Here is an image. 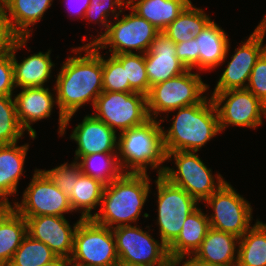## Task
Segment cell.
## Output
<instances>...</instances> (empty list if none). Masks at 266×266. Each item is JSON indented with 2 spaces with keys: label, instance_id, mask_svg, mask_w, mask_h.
<instances>
[{
  "label": "cell",
  "instance_id": "cell-12",
  "mask_svg": "<svg viewBox=\"0 0 266 266\" xmlns=\"http://www.w3.org/2000/svg\"><path fill=\"white\" fill-rule=\"evenodd\" d=\"M204 202L213 210L208 215L211 228L232 233L239 238L251 228L252 207L228 182Z\"/></svg>",
  "mask_w": 266,
  "mask_h": 266
},
{
  "label": "cell",
  "instance_id": "cell-44",
  "mask_svg": "<svg viewBox=\"0 0 266 266\" xmlns=\"http://www.w3.org/2000/svg\"><path fill=\"white\" fill-rule=\"evenodd\" d=\"M44 266H71V261L69 258L59 257L57 260Z\"/></svg>",
  "mask_w": 266,
  "mask_h": 266
},
{
  "label": "cell",
  "instance_id": "cell-28",
  "mask_svg": "<svg viewBox=\"0 0 266 266\" xmlns=\"http://www.w3.org/2000/svg\"><path fill=\"white\" fill-rule=\"evenodd\" d=\"M104 187L105 184L100 180L81 173L77 180H74L73 190L69 197L73 212L81 209L80 218L91 219L92 209L100 206Z\"/></svg>",
  "mask_w": 266,
  "mask_h": 266
},
{
  "label": "cell",
  "instance_id": "cell-2",
  "mask_svg": "<svg viewBox=\"0 0 266 266\" xmlns=\"http://www.w3.org/2000/svg\"><path fill=\"white\" fill-rule=\"evenodd\" d=\"M150 181L147 173H123L105 185L99 212L91 219L111 229L135 223L148 198Z\"/></svg>",
  "mask_w": 266,
  "mask_h": 266
},
{
  "label": "cell",
  "instance_id": "cell-20",
  "mask_svg": "<svg viewBox=\"0 0 266 266\" xmlns=\"http://www.w3.org/2000/svg\"><path fill=\"white\" fill-rule=\"evenodd\" d=\"M29 37H20L12 48V62L15 87H42L51 77L52 68L55 64L52 62L51 50L43 53L39 51L18 62L15 53L26 46Z\"/></svg>",
  "mask_w": 266,
  "mask_h": 266
},
{
  "label": "cell",
  "instance_id": "cell-23",
  "mask_svg": "<svg viewBox=\"0 0 266 266\" xmlns=\"http://www.w3.org/2000/svg\"><path fill=\"white\" fill-rule=\"evenodd\" d=\"M229 35L214 21H210L194 37L197 52H199V70H212L220 66L227 59L230 41Z\"/></svg>",
  "mask_w": 266,
  "mask_h": 266
},
{
  "label": "cell",
  "instance_id": "cell-9",
  "mask_svg": "<svg viewBox=\"0 0 266 266\" xmlns=\"http://www.w3.org/2000/svg\"><path fill=\"white\" fill-rule=\"evenodd\" d=\"M119 265L171 266L168 247L137 225L112 228Z\"/></svg>",
  "mask_w": 266,
  "mask_h": 266
},
{
  "label": "cell",
  "instance_id": "cell-6",
  "mask_svg": "<svg viewBox=\"0 0 266 266\" xmlns=\"http://www.w3.org/2000/svg\"><path fill=\"white\" fill-rule=\"evenodd\" d=\"M195 153L193 151L165 152V160L173 159L177 169L165 166L162 176L170 183L183 188L198 202H204L226 181L221 174L213 176L211 169H208Z\"/></svg>",
  "mask_w": 266,
  "mask_h": 266
},
{
  "label": "cell",
  "instance_id": "cell-14",
  "mask_svg": "<svg viewBox=\"0 0 266 266\" xmlns=\"http://www.w3.org/2000/svg\"><path fill=\"white\" fill-rule=\"evenodd\" d=\"M221 132L229 125L257 128L266 117V105L248 89H233L212 93Z\"/></svg>",
  "mask_w": 266,
  "mask_h": 266
},
{
  "label": "cell",
  "instance_id": "cell-40",
  "mask_svg": "<svg viewBox=\"0 0 266 266\" xmlns=\"http://www.w3.org/2000/svg\"><path fill=\"white\" fill-rule=\"evenodd\" d=\"M14 74L12 51L0 55V96H13Z\"/></svg>",
  "mask_w": 266,
  "mask_h": 266
},
{
  "label": "cell",
  "instance_id": "cell-46",
  "mask_svg": "<svg viewBox=\"0 0 266 266\" xmlns=\"http://www.w3.org/2000/svg\"><path fill=\"white\" fill-rule=\"evenodd\" d=\"M125 1V4H126V6L132 1V0H124Z\"/></svg>",
  "mask_w": 266,
  "mask_h": 266
},
{
  "label": "cell",
  "instance_id": "cell-26",
  "mask_svg": "<svg viewBox=\"0 0 266 266\" xmlns=\"http://www.w3.org/2000/svg\"><path fill=\"white\" fill-rule=\"evenodd\" d=\"M191 0H132L126 8L145 18L160 32L172 23Z\"/></svg>",
  "mask_w": 266,
  "mask_h": 266
},
{
  "label": "cell",
  "instance_id": "cell-35",
  "mask_svg": "<svg viewBox=\"0 0 266 266\" xmlns=\"http://www.w3.org/2000/svg\"><path fill=\"white\" fill-rule=\"evenodd\" d=\"M124 5L126 6L124 0H90V5L87 8L85 18L89 21H95V23H101V26H104L103 28H105V32L98 34L99 37L96 35L93 41H89L90 43L88 42L84 45H94L107 32L109 23L111 22L108 20L111 19L110 15L116 18L122 13L121 8H125ZM117 8L119 9L118 13H116Z\"/></svg>",
  "mask_w": 266,
  "mask_h": 266
},
{
  "label": "cell",
  "instance_id": "cell-45",
  "mask_svg": "<svg viewBox=\"0 0 266 266\" xmlns=\"http://www.w3.org/2000/svg\"><path fill=\"white\" fill-rule=\"evenodd\" d=\"M71 266H89V265H82V264H71Z\"/></svg>",
  "mask_w": 266,
  "mask_h": 266
},
{
  "label": "cell",
  "instance_id": "cell-24",
  "mask_svg": "<svg viewBox=\"0 0 266 266\" xmlns=\"http://www.w3.org/2000/svg\"><path fill=\"white\" fill-rule=\"evenodd\" d=\"M27 234L26 219L12 206L0 207V266H7Z\"/></svg>",
  "mask_w": 266,
  "mask_h": 266
},
{
  "label": "cell",
  "instance_id": "cell-13",
  "mask_svg": "<svg viewBox=\"0 0 266 266\" xmlns=\"http://www.w3.org/2000/svg\"><path fill=\"white\" fill-rule=\"evenodd\" d=\"M22 197L21 203L13 202L11 206L24 218L73 212L69 197L41 169L34 170Z\"/></svg>",
  "mask_w": 266,
  "mask_h": 266
},
{
  "label": "cell",
  "instance_id": "cell-16",
  "mask_svg": "<svg viewBox=\"0 0 266 266\" xmlns=\"http://www.w3.org/2000/svg\"><path fill=\"white\" fill-rule=\"evenodd\" d=\"M25 219L29 236L46 244L58 257H71L75 230L82 218L73 224V228L64 216L43 215Z\"/></svg>",
  "mask_w": 266,
  "mask_h": 266
},
{
  "label": "cell",
  "instance_id": "cell-37",
  "mask_svg": "<svg viewBox=\"0 0 266 266\" xmlns=\"http://www.w3.org/2000/svg\"><path fill=\"white\" fill-rule=\"evenodd\" d=\"M48 178L68 197L71 196L74 180L82 173L78 161L61 164L50 170H42Z\"/></svg>",
  "mask_w": 266,
  "mask_h": 266
},
{
  "label": "cell",
  "instance_id": "cell-7",
  "mask_svg": "<svg viewBox=\"0 0 266 266\" xmlns=\"http://www.w3.org/2000/svg\"><path fill=\"white\" fill-rule=\"evenodd\" d=\"M71 264L118 266L116 241L111 228L82 219L74 234Z\"/></svg>",
  "mask_w": 266,
  "mask_h": 266
},
{
  "label": "cell",
  "instance_id": "cell-15",
  "mask_svg": "<svg viewBox=\"0 0 266 266\" xmlns=\"http://www.w3.org/2000/svg\"><path fill=\"white\" fill-rule=\"evenodd\" d=\"M265 34L266 15L246 42L241 41V45L235 48L231 61L227 63L213 93L246 88L256 61L266 51V44L263 45Z\"/></svg>",
  "mask_w": 266,
  "mask_h": 266
},
{
  "label": "cell",
  "instance_id": "cell-31",
  "mask_svg": "<svg viewBox=\"0 0 266 266\" xmlns=\"http://www.w3.org/2000/svg\"><path fill=\"white\" fill-rule=\"evenodd\" d=\"M78 162L81 172L108 185L124 172L117 153H94L82 156Z\"/></svg>",
  "mask_w": 266,
  "mask_h": 266
},
{
  "label": "cell",
  "instance_id": "cell-36",
  "mask_svg": "<svg viewBox=\"0 0 266 266\" xmlns=\"http://www.w3.org/2000/svg\"><path fill=\"white\" fill-rule=\"evenodd\" d=\"M102 69L103 91L130 92V84L126 80L123 64L114 55L109 56L108 59L102 57Z\"/></svg>",
  "mask_w": 266,
  "mask_h": 266
},
{
  "label": "cell",
  "instance_id": "cell-21",
  "mask_svg": "<svg viewBox=\"0 0 266 266\" xmlns=\"http://www.w3.org/2000/svg\"><path fill=\"white\" fill-rule=\"evenodd\" d=\"M0 145V205L11 206L8 196L17 193V186L24 171L29 144Z\"/></svg>",
  "mask_w": 266,
  "mask_h": 266
},
{
  "label": "cell",
  "instance_id": "cell-25",
  "mask_svg": "<svg viewBox=\"0 0 266 266\" xmlns=\"http://www.w3.org/2000/svg\"><path fill=\"white\" fill-rule=\"evenodd\" d=\"M210 228L208 215L197 208L192 212L182 226L177 239L168 247L170 259L183 255H194L201 246L208 229Z\"/></svg>",
  "mask_w": 266,
  "mask_h": 266
},
{
  "label": "cell",
  "instance_id": "cell-41",
  "mask_svg": "<svg viewBox=\"0 0 266 266\" xmlns=\"http://www.w3.org/2000/svg\"><path fill=\"white\" fill-rule=\"evenodd\" d=\"M176 56L187 69L199 70V52H197L196 39L176 43Z\"/></svg>",
  "mask_w": 266,
  "mask_h": 266
},
{
  "label": "cell",
  "instance_id": "cell-34",
  "mask_svg": "<svg viewBox=\"0 0 266 266\" xmlns=\"http://www.w3.org/2000/svg\"><path fill=\"white\" fill-rule=\"evenodd\" d=\"M12 97L0 96V145L18 142L25 132L18 120Z\"/></svg>",
  "mask_w": 266,
  "mask_h": 266
},
{
  "label": "cell",
  "instance_id": "cell-8",
  "mask_svg": "<svg viewBox=\"0 0 266 266\" xmlns=\"http://www.w3.org/2000/svg\"><path fill=\"white\" fill-rule=\"evenodd\" d=\"M155 183L160 240L169 247L179 236L188 215L198 208L199 202L162 175H157Z\"/></svg>",
  "mask_w": 266,
  "mask_h": 266
},
{
  "label": "cell",
  "instance_id": "cell-43",
  "mask_svg": "<svg viewBox=\"0 0 266 266\" xmlns=\"http://www.w3.org/2000/svg\"><path fill=\"white\" fill-rule=\"evenodd\" d=\"M181 264L182 266H213L198 260L194 255H187V257L186 255H183L171 260V266H181Z\"/></svg>",
  "mask_w": 266,
  "mask_h": 266
},
{
  "label": "cell",
  "instance_id": "cell-42",
  "mask_svg": "<svg viewBox=\"0 0 266 266\" xmlns=\"http://www.w3.org/2000/svg\"><path fill=\"white\" fill-rule=\"evenodd\" d=\"M66 2H67L66 5L67 4L69 5V6H67L68 11H70L74 15L75 14H77V16L79 15L82 19L85 18L87 8L90 5V0H66ZM72 9H73V11H72Z\"/></svg>",
  "mask_w": 266,
  "mask_h": 266
},
{
  "label": "cell",
  "instance_id": "cell-33",
  "mask_svg": "<svg viewBox=\"0 0 266 266\" xmlns=\"http://www.w3.org/2000/svg\"><path fill=\"white\" fill-rule=\"evenodd\" d=\"M125 69L126 80L130 84V92L144 94L149 93V81L143 53H121L114 55Z\"/></svg>",
  "mask_w": 266,
  "mask_h": 266
},
{
  "label": "cell",
  "instance_id": "cell-39",
  "mask_svg": "<svg viewBox=\"0 0 266 266\" xmlns=\"http://www.w3.org/2000/svg\"><path fill=\"white\" fill-rule=\"evenodd\" d=\"M20 36L13 30L3 0H0V55L12 51Z\"/></svg>",
  "mask_w": 266,
  "mask_h": 266
},
{
  "label": "cell",
  "instance_id": "cell-1",
  "mask_svg": "<svg viewBox=\"0 0 266 266\" xmlns=\"http://www.w3.org/2000/svg\"><path fill=\"white\" fill-rule=\"evenodd\" d=\"M71 51L77 55L69 56L62 63L53 88L59 108L60 136L65 134L77 110L90 101L94 106L97 97L103 92L102 55L99 48L95 44L83 45Z\"/></svg>",
  "mask_w": 266,
  "mask_h": 266
},
{
  "label": "cell",
  "instance_id": "cell-5",
  "mask_svg": "<svg viewBox=\"0 0 266 266\" xmlns=\"http://www.w3.org/2000/svg\"><path fill=\"white\" fill-rule=\"evenodd\" d=\"M188 69L184 73L150 88L147 97V111L151 119H156L161 112L169 113L178 108L200 103L209 90L198 73Z\"/></svg>",
  "mask_w": 266,
  "mask_h": 266
},
{
  "label": "cell",
  "instance_id": "cell-27",
  "mask_svg": "<svg viewBox=\"0 0 266 266\" xmlns=\"http://www.w3.org/2000/svg\"><path fill=\"white\" fill-rule=\"evenodd\" d=\"M13 30L20 37H31L30 26L39 22L53 0H3Z\"/></svg>",
  "mask_w": 266,
  "mask_h": 266
},
{
  "label": "cell",
  "instance_id": "cell-3",
  "mask_svg": "<svg viewBox=\"0 0 266 266\" xmlns=\"http://www.w3.org/2000/svg\"><path fill=\"white\" fill-rule=\"evenodd\" d=\"M200 103L184 106L173 111L172 125L162 130L165 152L193 151L198 152L217 133L221 132L218 113L210 97Z\"/></svg>",
  "mask_w": 266,
  "mask_h": 266
},
{
  "label": "cell",
  "instance_id": "cell-32",
  "mask_svg": "<svg viewBox=\"0 0 266 266\" xmlns=\"http://www.w3.org/2000/svg\"><path fill=\"white\" fill-rule=\"evenodd\" d=\"M58 258L46 244L26 234L7 266H44Z\"/></svg>",
  "mask_w": 266,
  "mask_h": 266
},
{
  "label": "cell",
  "instance_id": "cell-11",
  "mask_svg": "<svg viewBox=\"0 0 266 266\" xmlns=\"http://www.w3.org/2000/svg\"><path fill=\"white\" fill-rule=\"evenodd\" d=\"M119 16L115 18L116 22L109 23L107 32L95 45L99 49H106L109 46L111 55L134 53L132 51L134 49L138 50V53L145 54L160 31L132 10L122 18Z\"/></svg>",
  "mask_w": 266,
  "mask_h": 266
},
{
  "label": "cell",
  "instance_id": "cell-29",
  "mask_svg": "<svg viewBox=\"0 0 266 266\" xmlns=\"http://www.w3.org/2000/svg\"><path fill=\"white\" fill-rule=\"evenodd\" d=\"M238 245L236 266H266V224L256 220Z\"/></svg>",
  "mask_w": 266,
  "mask_h": 266
},
{
  "label": "cell",
  "instance_id": "cell-22",
  "mask_svg": "<svg viewBox=\"0 0 266 266\" xmlns=\"http://www.w3.org/2000/svg\"><path fill=\"white\" fill-rule=\"evenodd\" d=\"M239 237L228 232L209 228L194 256L213 266H236ZM236 251V252H235ZM236 256V257H235Z\"/></svg>",
  "mask_w": 266,
  "mask_h": 266
},
{
  "label": "cell",
  "instance_id": "cell-4",
  "mask_svg": "<svg viewBox=\"0 0 266 266\" xmlns=\"http://www.w3.org/2000/svg\"><path fill=\"white\" fill-rule=\"evenodd\" d=\"M160 120L149 119L144 124L125 130L118 135L117 156L124 173H147V167L162 175L165 167L163 136Z\"/></svg>",
  "mask_w": 266,
  "mask_h": 266
},
{
  "label": "cell",
  "instance_id": "cell-38",
  "mask_svg": "<svg viewBox=\"0 0 266 266\" xmlns=\"http://www.w3.org/2000/svg\"><path fill=\"white\" fill-rule=\"evenodd\" d=\"M246 89L266 105V51L256 61Z\"/></svg>",
  "mask_w": 266,
  "mask_h": 266
},
{
  "label": "cell",
  "instance_id": "cell-10",
  "mask_svg": "<svg viewBox=\"0 0 266 266\" xmlns=\"http://www.w3.org/2000/svg\"><path fill=\"white\" fill-rule=\"evenodd\" d=\"M94 116L119 133L144 124L150 119L147 97L137 92L103 91L93 106Z\"/></svg>",
  "mask_w": 266,
  "mask_h": 266
},
{
  "label": "cell",
  "instance_id": "cell-30",
  "mask_svg": "<svg viewBox=\"0 0 266 266\" xmlns=\"http://www.w3.org/2000/svg\"><path fill=\"white\" fill-rule=\"evenodd\" d=\"M211 21L210 16L201 8H196L190 3L182 13L170 23L163 33L175 43L189 41Z\"/></svg>",
  "mask_w": 266,
  "mask_h": 266
},
{
  "label": "cell",
  "instance_id": "cell-19",
  "mask_svg": "<svg viewBox=\"0 0 266 266\" xmlns=\"http://www.w3.org/2000/svg\"><path fill=\"white\" fill-rule=\"evenodd\" d=\"M14 96L16 114L20 125L26 130L30 138H36V131L32 123L49 118L55 103L56 97L48 87H25Z\"/></svg>",
  "mask_w": 266,
  "mask_h": 266
},
{
  "label": "cell",
  "instance_id": "cell-18",
  "mask_svg": "<svg viewBox=\"0 0 266 266\" xmlns=\"http://www.w3.org/2000/svg\"><path fill=\"white\" fill-rule=\"evenodd\" d=\"M144 55L149 91L153 85L179 76L188 70L176 56V43L163 31L156 35L150 49Z\"/></svg>",
  "mask_w": 266,
  "mask_h": 266
},
{
  "label": "cell",
  "instance_id": "cell-17",
  "mask_svg": "<svg viewBox=\"0 0 266 266\" xmlns=\"http://www.w3.org/2000/svg\"><path fill=\"white\" fill-rule=\"evenodd\" d=\"M117 136L113 129L93 114L86 115L70 134V139L78 145L75 161L94 153H117Z\"/></svg>",
  "mask_w": 266,
  "mask_h": 266
}]
</instances>
